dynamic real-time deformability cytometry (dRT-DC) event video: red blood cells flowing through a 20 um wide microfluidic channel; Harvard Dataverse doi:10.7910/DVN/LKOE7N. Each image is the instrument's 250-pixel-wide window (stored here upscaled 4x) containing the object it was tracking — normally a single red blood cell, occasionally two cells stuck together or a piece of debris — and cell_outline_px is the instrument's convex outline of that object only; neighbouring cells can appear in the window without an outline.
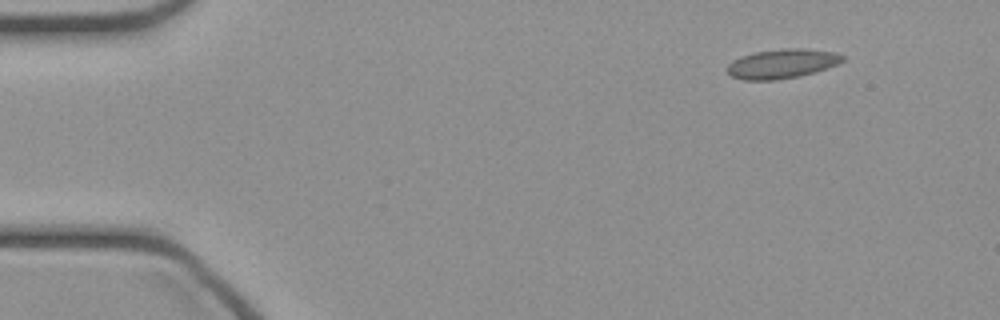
{"species": "common noctule bat (a hibernating species)", "species_latin": "Nyctalus noctula", "temperature_condition": "cold", "stored_images_in_passage": 43, "camera_frame_rate_fps": 3000, "um_per_image_px": 0.085, "animal": {"sex": "female", "body_mass_g": 21.9}, "frame": {"image": 1, "passage_image": 1, "time_ms": 0.0, "image_size_px": [1000, 320], "cell_outline_px": [[844, 60], [828, 68], [816, 72], [800, 76], [776, 80], [744, 80], [732, 76], [728, 72], [728, 64], [732, 60], [756, 52], [780, 48], [804, 48], [836, 52], [844, 56]], "centroid_in_image_um": [66.51, 5.41], "position_along_channel_um": 18.5, "area_um2": 19.77}}
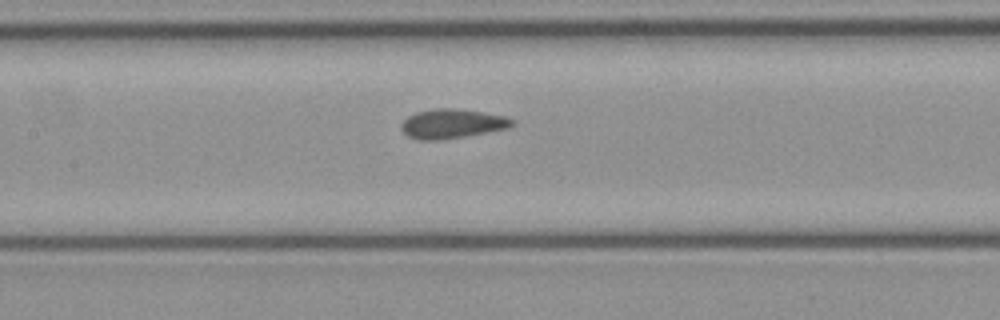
{"frame": {"image": 2, "passage_image": 18, "time_ms": 5.667, "image_size_px": [1000, 320], "cell_outline_px": [[516, 124], [508, 128], [464, 136], [436, 140], [416, 140], [408, 136], [400, 128], [400, 124], [408, 116], [416, 112], [436, 108], [452, 108], [484, 112], [504, 116], [516, 120]], "centroid_in_image_um": [38.42, 10.51], "position_along_channel_um": 169.0, "area_um2": 18.96}}
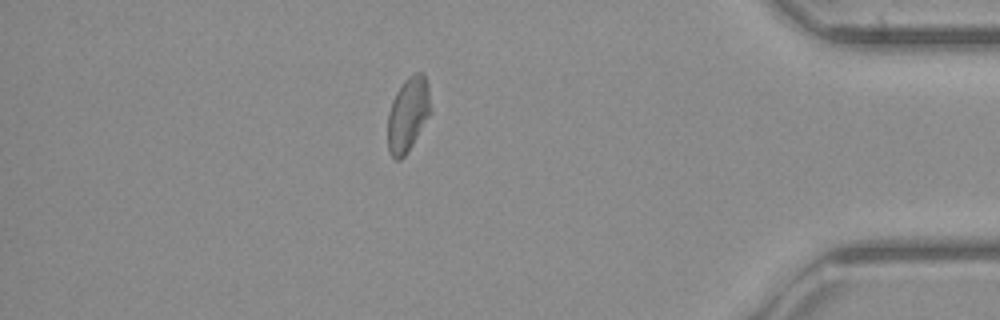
{"frame": {"image": 3, "passage_image": 37, "time_ms": 12.0, "image_size_px": [1000, 320], "cell_outline_px": [[432, 112], [408, 152], [400, 160], [396, 160], [388, 152], [388, 112], [392, 100], [396, 92], [404, 80], [408, 76], [416, 72], [424, 72], [428, 84], [432, 108]], "centroid_in_image_um": [34.7, 9.7], "position_along_channel_um": 400.5, "area_um2": 19.02}}